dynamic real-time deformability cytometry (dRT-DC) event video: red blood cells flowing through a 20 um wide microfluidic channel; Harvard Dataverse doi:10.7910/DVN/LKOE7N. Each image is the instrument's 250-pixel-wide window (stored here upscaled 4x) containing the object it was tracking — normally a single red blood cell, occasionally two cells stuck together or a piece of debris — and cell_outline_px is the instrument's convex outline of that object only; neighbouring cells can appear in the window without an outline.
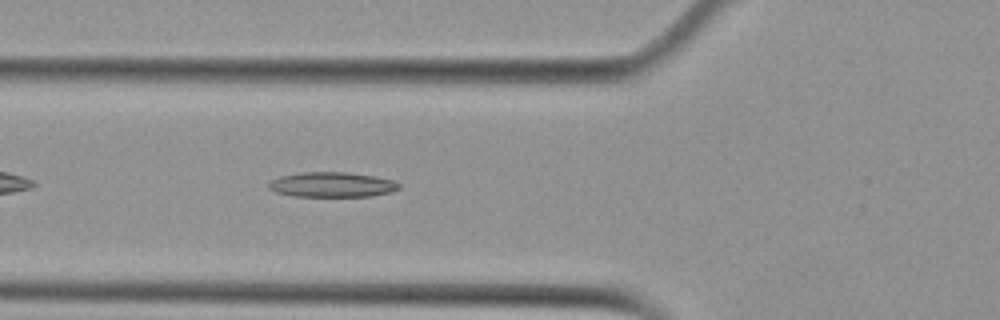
{"species": "Egyptian fruit bat (a non-hibernating species)", "species_latin": "Rousettus aegyptiacus", "temperature_condition": "cold", "stored_images_in_passage": 40, "camera_frame_rate_fps": 3000, "um_per_image_px": 0.085, "animal": {"sex": "female"}, "frame": {"image": 1, "passage_image": 6, "time_ms": 1.667, "image_size_px": [1000, 320], "cell_outline_px": [[400, 188], [392, 192], [368, 196], [292, 196], [276, 192], [268, 188], [268, 180], [280, 176], [304, 172], [348, 172], [376, 176], [392, 180], [400, 184]], "centroid_in_image_um": [28.2, 15.69], "position_along_channel_um": 97.6, "area_um2": 19.07}}
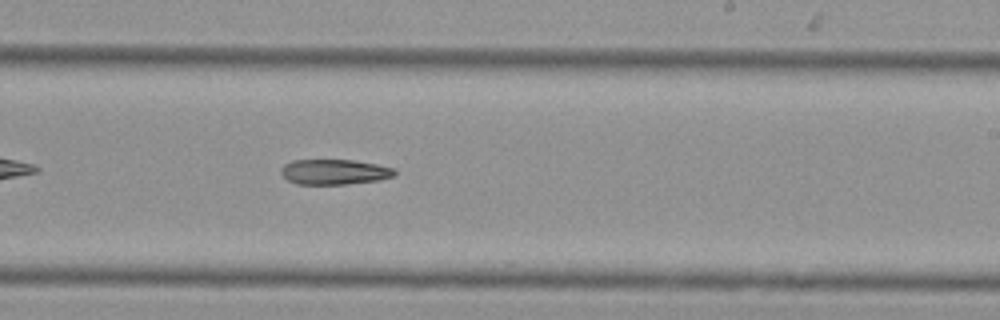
{"frame": {"image": 2, "passage_image": 19, "time_ms": 6.0, "image_size_px": [1000, 320], "cell_outline_px": [[396, 172], [392, 176], [380, 180], [344, 184], [296, 184], [288, 180], [280, 172], [280, 168], [284, 164], [292, 160], [352, 160], [376, 164], [396, 168]], "centroid_in_image_um": [28.41, 14.61], "position_along_channel_um": 260.6, "area_um2": 16.7}}
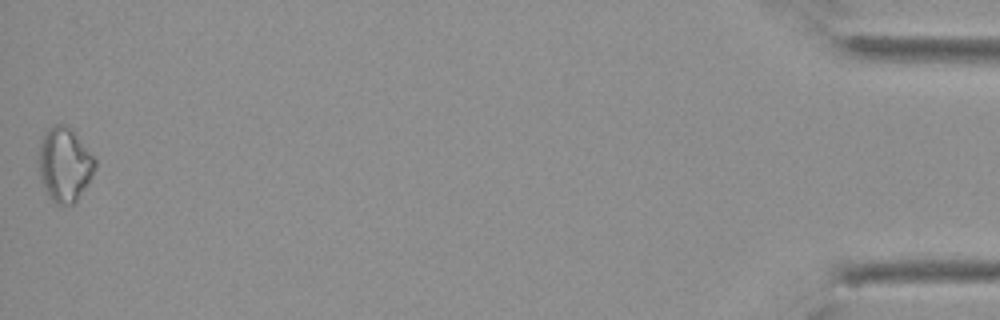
{"frame": {"image": 3, "passage_image": 40, "time_ms": 13.0, "image_size_px": [1000, 320], "cell_outline_px": [[96, 168], [88, 184], [76, 200], [72, 204], [56, 204], [52, 200], [40, 176], [36, 160], [40, 140], [44, 132], [48, 128], [56, 124], [68, 124], [72, 128], [96, 160]], "centroid_in_image_um": [5.47, 13.93], "position_along_channel_um": 429.7, "area_um2": 24.57}}